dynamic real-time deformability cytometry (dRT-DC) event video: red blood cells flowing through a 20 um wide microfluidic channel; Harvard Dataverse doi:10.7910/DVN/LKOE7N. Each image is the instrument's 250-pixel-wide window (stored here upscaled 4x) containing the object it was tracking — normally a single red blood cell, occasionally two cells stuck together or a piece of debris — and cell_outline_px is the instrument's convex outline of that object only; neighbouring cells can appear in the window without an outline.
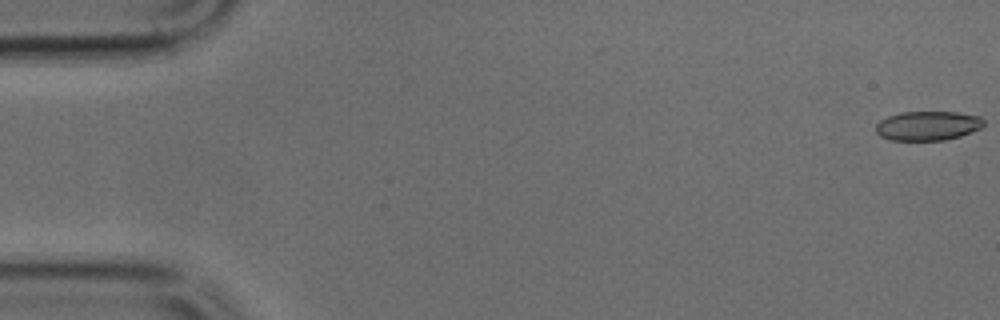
{"species": "common noctule bat (a hibernating species)", "species_latin": "Nyctalus noctula", "temperature_condition": "cold", "stored_images_in_passage": 35, "camera_frame_rate_fps": 3000, "um_per_image_px": 0.085, "animal": {"sex": "male", "body_mass_g": 17.9, "forearm_length_mm": 54.2}, "frame": {"image": 1, "passage_image": 1, "time_ms": 0.0, "image_size_px": [1000, 320], "cell_outline_px": [[984, 124], [980, 128], [960, 136], [944, 140], [892, 140], [880, 136], [876, 132], [876, 124], [880, 120], [888, 116], [900, 112], [956, 112], [980, 116], [984, 120]], "centroid_in_image_um": [78.85, 10.68], "position_along_channel_um": 6.2, "area_um2": 18.38}}
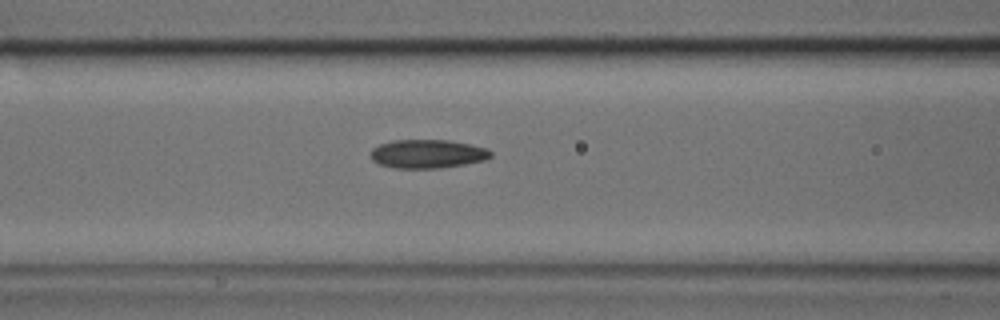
{"frame": {"image": 2, "passage_image": 20, "time_ms": 6.333, "image_size_px": [1000, 320], "cell_outline_px": [[492, 156], [484, 160], [464, 164], [440, 168], [396, 168], [380, 164], [372, 160], [372, 148], [380, 144], [392, 140], [448, 140], [488, 148], [492, 152]], "centroid_in_image_um": [36.35, 13.07], "position_along_channel_um": 130.2, "area_um2": 19.94}}
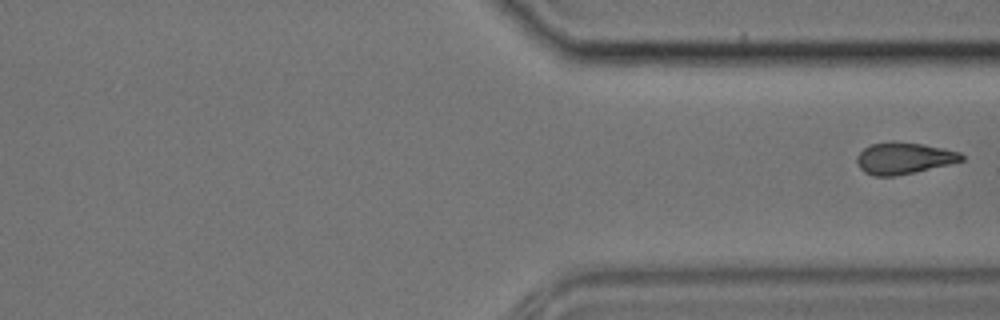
{"frame": {"image": 3, "passage_image": 35, "time_ms": 11.333, "image_size_px": [1000, 320], "cell_outline_px": [[964, 160], [948, 164], [896, 176], [872, 176], [864, 172], [856, 164], [856, 156], [864, 148], [872, 144], [892, 140], [924, 144], [960, 152], [964, 156]], "centroid_in_image_um": [76.78, 13.44], "position_along_channel_um": 334.6, "area_um2": 19.36}}